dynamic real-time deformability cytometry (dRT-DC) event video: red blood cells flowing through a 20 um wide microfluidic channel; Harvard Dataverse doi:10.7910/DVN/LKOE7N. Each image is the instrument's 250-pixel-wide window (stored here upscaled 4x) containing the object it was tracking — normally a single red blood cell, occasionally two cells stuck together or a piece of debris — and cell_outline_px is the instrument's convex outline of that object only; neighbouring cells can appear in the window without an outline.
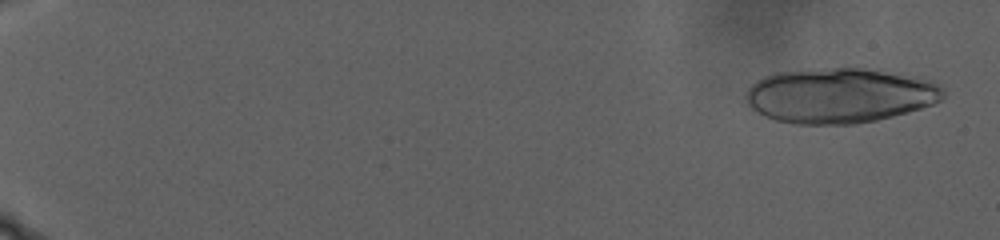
{"species": "human", "species_latin": "Homo sapiens", "temperature_condition": "warm", "stored_images_in_passage": 40, "camera_frame_rate_fps": 3000, "um_per_image_px": 0.085, "donor": {"sex": "male"}, "frame": {"image": 1, "passage_image": 4, "time_ms": 1.0, "image_size_px": [1000, 240], "cell_outline_px": [[944, 96], [940, 100], [932, 104], [920, 108], [892, 116], [876, 120], [856, 124], [796, 124], [776, 120], [752, 108], [748, 104], [744, 96], [748, 88], [756, 80], [764, 76], [776, 72], [832, 68], [864, 68], [932, 80], [944, 92]], "centroid_in_image_um": [71.35, 8.12], "position_along_channel_um": 13.7, "area_um2": 62.66}}
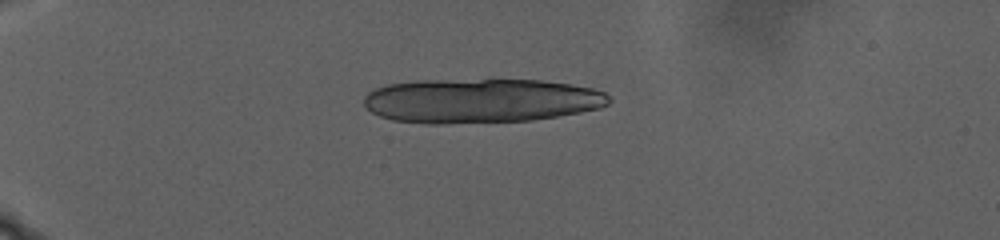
{"frame": {"image": 2, "passage_image": 29, "time_ms": 9.333, "image_size_px": [1000, 240], "cell_outline_px": [[612, 100], [608, 104], [600, 108], [580, 112], [532, 120], [440, 124], [428, 124], [392, 120], [380, 116], [372, 112], [364, 104], [364, 96], [368, 92], [376, 88], [388, 84], [416, 80], [540, 80], [568, 84], [592, 88], [604, 92]], "centroid_in_image_um": [40.84, 8.56], "position_along_channel_um": 44.2, "area_um2": 63.35}}